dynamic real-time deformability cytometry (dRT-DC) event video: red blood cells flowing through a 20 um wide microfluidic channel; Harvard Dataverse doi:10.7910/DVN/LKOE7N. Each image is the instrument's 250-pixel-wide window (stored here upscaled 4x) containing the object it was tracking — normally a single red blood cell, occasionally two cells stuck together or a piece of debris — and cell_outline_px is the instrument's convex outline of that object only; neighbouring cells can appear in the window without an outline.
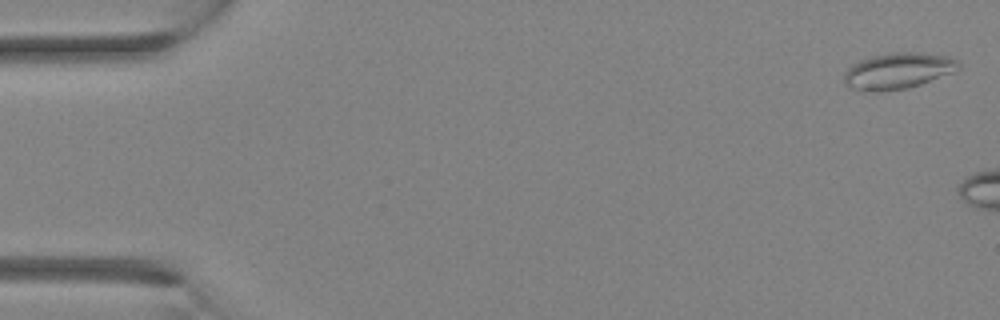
{"species": "Egyptian fruit bat (a non-hibernating species)", "species_latin": "Rousettus aegyptiacus", "temperature_condition": "room temperature", "stored_images_in_passage": 4, "camera_frame_rate_fps": 3000, "um_per_image_px": 0.085, "animal": {"sex": "female"}, "frame": {"image": 1, "passage_image": 1, "time_ms": 0.0, "image_size_px": [1000, 320], "cell_outline_px": [[960, 68], [952, 72], [920, 84], [908, 88], [880, 92], [864, 92], [848, 88], [844, 84], [844, 72], [852, 64], [860, 60], [872, 56], [892, 52], [920, 52], [948, 56], [956, 60], [960, 64]], "centroid_in_image_um": [76.26, 6.04], "position_along_channel_um": 8.7, "area_um2": 24.33}}